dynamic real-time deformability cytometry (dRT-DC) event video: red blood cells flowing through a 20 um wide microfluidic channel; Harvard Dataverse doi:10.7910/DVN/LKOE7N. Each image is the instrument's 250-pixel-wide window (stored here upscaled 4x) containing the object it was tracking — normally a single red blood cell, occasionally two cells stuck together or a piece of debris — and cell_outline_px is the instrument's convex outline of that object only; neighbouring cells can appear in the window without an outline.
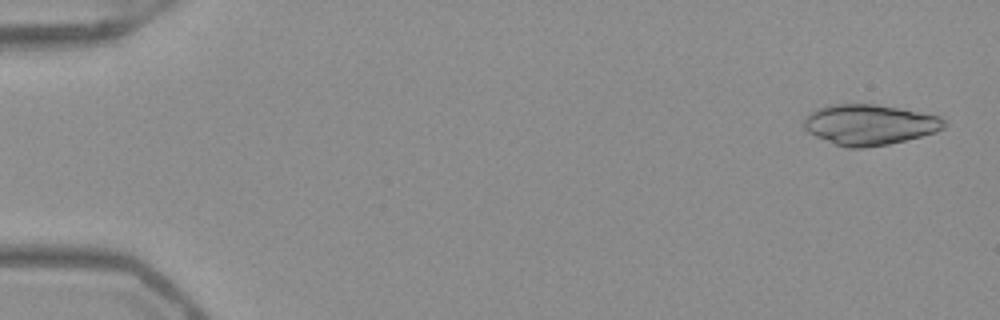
{"species": "Egyptian fruit bat (a non-hibernating species)", "species_latin": "Rousettus aegyptiacus", "temperature_condition": "warm", "stored_images_in_passage": 18, "camera_frame_rate_fps": 3000, "um_per_image_px": 0.085, "frame": {"image": 1, "passage_image": 2, "time_ms": 0.333, "image_size_px": [1000, 320], "cell_outline_px": [[948, 124], [944, 128], [936, 132], [888, 144], [864, 148], [848, 148], [836, 144], [816, 136], [808, 132], [804, 128], [804, 116], [816, 108], [828, 104], [872, 104], [900, 108], [940, 116]], "centroid_in_image_um": [73.89, 10.58], "position_along_channel_um": 11.1, "area_um2": 33.12}}